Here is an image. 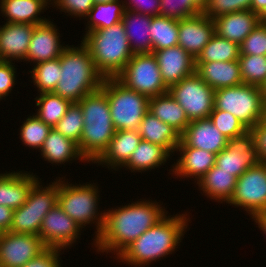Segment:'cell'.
Returning a JSON list of instances; mask_svg holds the SVG:
<instances>
[{
	"label": "cell",
	"instance_id": "6f0895ef",
	"mask_svg": "<svg viewBox=\"0 0 266 267\" xmlns=\"http://www.w3.org/2000/svg\"><path fill=\"white\" fill-rule=\"evenodd\" d=\"M263 121L266 123V101H264V117Z\"/></svg>",
	"mask_w": 266,
	"mask_h": 267
},
{
	"label": "cell",
	"instance_id": "2e32d148",
	"mask_svg": "<svg viewBox=\"0 0 266 267\" xmlns=\"http://www.w3.org/2000/svg\"><path fill=\"white\" fill-rule=\"evenodd\" d=\"M214 34L213 20L202 13L179 20L178 45L194 59L198 58Z\"/></svg>",
	"mask_w": 266,
	"mask_h": 267
},
{
	"label": "cell",
	"instance_id": "ba28073f",
	"mask_svg": "<svg viewBox=\"0 0 266 267\" xmlns=\"http://www.w3.org/2000/svg\"><path fill=\"white\" fill-rule=\"evenodd\" d=\"M214 108L231 113L250 130L264 117L261 87L241 84L217 89L214 92Z\"/></svg>",
	"mask_w": 266,
	"mask_h": 267
},
{
	"label": "cell",
	"instance_id": "9a60e30c",
	"mask_svg": "<svg viewBox=\"0 0 266 267\" xmlns=\"http://www.w3.org/2000/svg\"><path fill=\"white\" fill-rule=\"evenodd\" d=\"M45 248L39 236L10 231L2 232L0 267H22Z\"/></svg>",
	"mask_w": 266,
	"mask_h": 267
},
{
	"label": "cell",
	"instance_id": "b9f144b4",
	"mask_svg": "<svg viewBox=\"0 0 266 267\" xmlns=\"http://www.w3.org/2000/svg\"><path fill=\"white\" fill-rule=\"evenodd\" d=\"M245 10H252V0H208L202 14L213 20L228 13Z\"/></svg>",
	"mask_w": 266,
	"mask_h": 267
},
{
	"label": "cell",
	"instance_id": "6da1fadb",
	"mask_svg": "<svg viewBox=\"0 0 266 267\" xmlns=\"http://www.w3.org/2000/svg\"><path fill=\"white\" fill-rule=\"evenodd\" d=\"M139 200L115 209L103 210L104 224L99 236L92 243L96 252L114 253L116 259L128 245L168 215L161 202Z\"/></svg>",
	"mask_w": 266,
	"mask_h": 267
},
{
	"label": "cell",
	"instance_id": "d4e9b609",
	"mask_svg": "<svg viewBox=\"0 0 266 267\" xmlns=\"http://www.w3.org/2000/svg\"><path fill=\"white\" fill-rule=\"evenodd\" d=\"M195 73L214 90L243 84L238 60L196 62Z\"/></svg>",
	"mask_w": 266,
	"mask_h": 267
},
{
	"label": "cell",
	"instance_id": "44dd1931",
	"mask_svg": "<svg viewBox=\"0 0 266 267\" xmlns=\"http://www.w3.org/2000/svg\"><path fill=\"white\" fill-rule=\"evenodd\" d=\"M176 153L179 157L177 163L171 166L170 174L176 176L174 178H193L195 183L215 165L216 154L206 150L197 149L194 147H176ZM195 177V178H194Z\"/></svg>",
	"mask_w": 266,
	"mask_h": 267
},
{
	"label": "cell",
	"instance_id": "f6af8a7d",
	"mask_svg": "<svg viewBox=\"0 0 266 267\" xmlns=\"http://www.w3.org/2000/svg\"><path fill=\"white\" fill-rule=\"evenodd\" d=\"M94 5V0H54L52 4L53 8L56 7L61 13L79 17V20L85 19Z\"/></svg>",
	"mask_w": 266,
	"mask_h": 267
},
{
	"label": "cell",
	"instance_id": "d590c367",
	"mask_svg": "<svg viewBox=\"0 0 266 267\" xmlns=\"http://www.w3.org/2000/svg\"><path fill=\"white\" fill-rule=\"evenodd\" d=\"M240 55L239 45L235 42L214 34L203 51L196 59V62H214V61H235Z\"/></svg>",
	"mask_w": 266,
	"mask_h": 267
},
{
	"label": "cell",
	"instance_id": "db71d44e",
	"mask_svg": "<svg viewBox=\"0 0 266 267\" xmlns=\"http://www.w3.org/2000/svg\"><path fill=\"white\" fill-rule=\"evenodd\" d=\"M208 0H187L192 2L201 12L204 10Z\"/></svg>",
	"mask_w": 266,
	"mask_h": 267
},
{
	"label": "cell",
	"instance_id": "60d3db41",
	"mask_svg": "<svg viewBox=\"0 0 266 267\" xmlns=\"http://www.w3.org/2000/svg\"><path fill=\"white\" fill-rule=\"evenodd\" d=\"M209 119L227 139L241 136L248 131V129L234 115L227 111L214 108Z\"/></svg>",
	"mask_w": 266,
	"mask_h": 267
},
{
	"label": "cell",
	"instance_id": "e0dca14e",
	"mask_svg": "<svg viewBox=\"0 0 266 267\" xmlns=\"http://www.w3.org/2000/svg\"><path fill=\"white\" fill-rule=\"evenodd\" d=\"M60 35L58 28L53 20L51 22V19L45 23L35 25L24 61L37 64L59 58L67 47V45L63 46L64 43L60 41Z\"/></svg>",
	"mask_w": 266,
	"mask_h": 267
},
{
	"label": "cell",
	"instance_id": "1f68e13d",
	"mask_svg": "<svg viewBox=\"0 0 266 267\" xmlns=\"http://www.w3.org/2000/svg\"><path fill=\"white\" fill-rule=\"evenodd\" d=\"M171 154L161 145L141 140L128 162L123 166L130 172H146L166 164Z\"/></svg>",
	"mask_w": 266,
	"mask_h": 267
},
{
	"label": "cell",
	"instance_id": "f1b7e54d",
	"mask_svg": "<svg viewBox=\"0 0 266 267\" xmlns=\"http://www.w3.org/2000/svg\"><path fill=\"white\" fill-rule=\"evenodd\" d=\"M149 112L180 135L190 123L185 111L169 91L149 98Z\"/></svg>",
	"mask_w": 266,
	"mask_h": 267
},
{
	"label": "cell",
	"instance_id": "11a10c76",
	"mask_svg": "<svg viewBox=\"0 0 266 267\" xmlns=\"http://www.w3.org/2000/svg\"><path fill=\"white\" fill-rule=\"evenodd\" d=\"M261 90L263 93L264 101H266V82L262 85Z\"/></svg>",
	"mask_w": 266,
	"mask_h": 267
},
{
	"label": "cell",
	"instance_id": "7402d4cb",
	"mask_svg": "<svg viewBox=\"0 0 266 267\" xmlns=\"http://www.w3.org/2000/svg\"><path fill=\"white\" fill-rule=\"evenodd\" d=\"M141 140L138 130H116L108 148L94 163L118 171L128 162Z\"/></svg>",
	"mask_w": 266,
	"mask_h": 267
},
{
	"label": "cell",
	"instance_id": "680465c9",
	"mask_svg": "<svg viewBox=\"0 0 266 267\" xmlns=\"http://www.w3.org/2000/svg\"><path fill=\"white\" fill-rule=\"evenodd\" d=\"M48 5H52L54 0H44Z\"/></svg>",
	"mask_w": 266,
	"mask_h": 267
},
{
	"label": "cell",
	"instance_id": "4dcf8cb0",
	"mask_svg": "<svg viewBox=\"0 0 266 267\" xmlns=\"http://www.w3.org/2000/svg\"><path fill=\"white\" fill-rule=\"evenodd\" d=\"M236 180L235 176L214 165L196 184L207 198L228 203L234 193Z\"/></svg>",
	"mask_w": 266,
	"mask_h": 267
},
{
	"label": "cell",
	"instance_id": "cb8c5ba5",
	"mask_svg": "<svg viewBox=\"0 0 266 267\" xmlns=\"http://www.w3.org/2000/svg\"><path fill=\"white\" fill-rule=\"evenodd\" d=\"M215 33L240 45L261 22L252 10L228 13L213 19Z\"/></svg>",
	"mask_w": 266,
	"mask_h": 267
},
{
	"label": "cell",
	"instance_id": "7dc6e473",
	"mask_svg": "<svg viewBox=\"0 0 266 267\" xmlns=\"http://www.w3.org/2000/svg\"><path fill=\"white\" fill-rule=\"evenodd\" d=\"M62 250L46 247L36 257L22 267H62L60 253Z\"/></svg>",
	"mask_w": 266,
	"mask_h": 267
},
{
	"label": "cell",
	"instance_id": "7bdbcfd3",
	"mask_svg": "<svg viewBox=\"0 0 266 267\" xmlns=\"http://www.w3.org/2000/svg\"><path fill=\"white\" fill-rule=\"evenodd\" d=\"M202 12L187 0H160V15L176 20L190 18Z\"/></svg>",
	"mask_w": 266,
	"mask_h": 267
},
{
	"label": "cell",
	"instance_id": "7c38bea8",
	"mask_svg": "<svg viewBox=\"0 0 266 267\" xmlns=\"http://www.w3.org/2000/svg\"><path fill=\"white\" fill-rule=\"evenodd\" d=\"M244 208L245 213L253 216L266 211V164L259 162L247 169L236 180L234 193L227 203Z\"/></svg>",
	"mask_w": 266,
	"mask_h": 267
},
{
	"label": "cell",
	"instance_id": "8fae6325",
	"mask_svg": "<svg viewBox=\"0 0 266 267\" xmlns=\"http://www.w3.org/2000/svg\"><path fill=\"white\" fill-rule=\"evenodd\" d=\"M185 111L189 121L209 118L214 109V92L196 73L168 89Z\"/></svg>",
	"mask_w": 266,
	"mask_h": 267
},
{
	"label": "cell",
	"instance_id": "9f6ffc18",
	"mask_svg": "<svg viewBox=\"0 0 266 267\" xmlns=\"http://www.w3.org/2000/svg\"><path fill=\"white\" fill-rule=\"evenodd\" d=\"M114 1H117V0H94L95 4L96 3H109V2H114Z\"/></svg>",
	"mask_w": 266,
	"mask_h": 267
},
{
	"label": "cell",
	"instance_id": "9c48e42d",
	"mask_svg": "<svg viewBox=\"0 0 266 267\" xmlns=\"http://www.w3.org/2000/svg\"><path fill=\"white\" fill-rule=\"evenodd\" d=\"M40 181L33 184L26 202L14 210L10 232L39 236L43 218L57 204L59 178L47 186Z\"/></svg>",
	"mask_w": 266,
	"mask_h": 267
},
{
	"label": "cell",
	"instance_id": "8992f818",
	"mask_svg": "<svg viewBox=\"0 0 266 267\" xmlns=\"http://www.w3.org/2000/svg\"><path fill=\"white\" fill-rule=\"evenodd\" d=\"M64 178V179H63ZM63 179V181L61 180ZM65 177H59V191L57 204L72 218L81 229L86 225L95 224V239L99 236L103 224L105 212H98L99 187L97 183L72 184L64 181ZM88 183V184H87Z\"/></svg>",
	"mask_w": 266,
	"mask_h": 267
},
{
	"label": "cell",
	"instance_id": "f907efd6",
	"mask_svg": "<svg viewBox=\"0 0 266 267\" xmlns=\"http://www.w3.org/2000/svg\"><path fill=\"white\" fill-rule=\"evenodd\" d=\"M13 212V209L0 205V230L2 232L9 231L12 223Z\"/></svg>",
	"mask_w": 266,
	"mask_h": 267
},
{
	"label": "cell",
	"instance_id": "74e56055",
	"mask_svg": "<svg viewBox=\"0 0 266 267\" xmlns=\"http://www.w3.org/2000/svg\"><path fill=\"white\" fill-rule=\"evenodd\" d=\"M238 62L243 84L262 87L266 82V56L239 55Z\"/></svg>",
	"mask_w": 266,
	"mask_h": 267
},
{
	"label": "cell",
	"instance_id": "ee69618b",
	"mask_svg": "<svg viewBox=\"0 0 266 267\" xmlns=\"http://www.w3.org/2000/svg\"><path fill=\"white\" fill-rule=\"evenodd\" d=\"M239 48L240 55L266 56V23L260 22L239 45Z\"/></svg>",
	"mask_w": 266,
	"mask_h": 267
},
{
	"label": "cell",
	"instance_id": "3957f363",
	"mask_svg": "<svg viewBox=\"0 0 266 267\" xmlns=\"http://www.w3.org/2000/svg\"><path fill=\"white\" fill-rule=\"evenodd\" d=\"M61 73L53 93L78 103L83 97L101 88L103 77L96 70L88 48L69 45L60 55Z\"/></svg>",
	"mask_w": 266,
	"mask_h": 267
},
{
	"label": "cell",
	"instance_id": "30bf717a",
	"mask_svg": "<svg viewBox=\"0 0 266 267\" xmlns=\"http://www.w3.org/2000/svg\"><path fill=\"white\" fill-rule=\"evenodd\" d=\"M116 78L126 87L149 98L168 92L153 53L133 54Z\"/></svg>",
	"mask_w": 266,
	"mask_h": 267
},
{
	"label": "cell",
	"instance_id": "4fadbf2b",
	"mask_svg": "<svg viewBox=\"0 0 266 267\" xmlns=\"http://www.w3.org/2000/svg\"><path fill=\"white\" fill-rule=\"evenodd\" d=\"M81 227L56 204L43 218L39 237L45 247L63 250L79 240Z\"/></svg>",
	"mask_w": 266,
	"mask_h": 267
},
{
	"label": "cell",
	"instance_id": "5bb4252c",
	"mask_svg": "<svg viewBox=\"0 0 266 267\" xmlns=\"http://www.w3.org/2000/svg\"><path fill=\"white\" fill-rule=\"evenodd\" d=\"M260 162L254 145V135L248 130L245 134L228 139L227 146L216 154L215 165L239 178L247 169Z\"/></svg>",
	"mask_w": 266,
	"mask_h": 267
},
{
	"label": "cell",
	"instance_id": "484cf974",
	"mask_svg": "<svg viewBox=\"0 0 266 267\" xmlns=\"http://www.w3.org/2000/svg\"><path fill=\"white\" fill-rule=\"evenodd\" d=\"M47 7L49 8L44 0H0V14L2 17L4 15L6 23H45L49 19L40 15Z\"/></svg>",
	"mask_w": 266,
	"mask_h": 267
},
{
	"label": "cell",
	"instance_id": "83f0119b",
	"mask_svg": "<svg viewBox=\"0 0 266 267\" xmlns=\"http://www.w3.org/2000/svg\"><path fill=\"white\" fill-rule=\"evenodd\" d=\"M152 17L151 15L130 10H125L124 12L121 22L124 25L126 36L134 54L152 53V42L149 30Z\"/></svg>",
	"mask_w": 266,
	"mask_h": 267
},
{
	"label": "cell",
	"instance_id": "c3c4849f",
	"mask_svg": "<svg viewBox=\"0 0 266 267\" xmlns=\"http://www.w3.org/2000/svg\"><path fill=\"white\" fill-rule=\"evenodd\" d=\"M127 1L124 0L125 10H130L151 16L160 15V0H127Z\"/></svg>",
	"mask_w": 266,
	"mask_h": 267
},
{
	"label": "cell",
	"instance_id": "ffe728a7",
	"mask_svg": "<svg viewBox=\"0 0 266 267\" xmlns=\"http://www.w3.org/2000/svg\"><path fill=\"white\" fill-rule=\"evenodd\" d=\"M35 25L4 23L0 26V60L24 61Z\"/></svg>",
	"mask_w": 266,
	"mask_h": 267
},
{
	"label": "cell",
	"instance_id": "e575fe53",
	"mask_svg": "<svg viewBox=\"0 0 266 267\" xmlns=\"http://www.w3.org/2000/svg\"><path fill=\"white\" fill-rule=\"evenodd\" d=\"M179 20L165 16H153L149 27L152 53L178 45Z\"/></svg>",
	"mask_w": 266,
	"mask_h": 267
},
{
	"label": "cell",
	"instance_id": "4316f807",
	"mask_svg": "<svg viewBox=\"0 0 266 267\" xmlns=\"http://www.w3.org/2000/svg\"><path fill=\"white\" fill-rule=\"evenodd\" d=\"M39 152L45 161L53 165H60L65 162L71 163L73 160L89 163L80 153L78 144L66 138L54 128L50 130Z\"/></svg>",
	"mask_w": 266,
	"mask_h": 267
},
{
	"label": "cell",
	"instance_id": "836d02e7",
	"mask_svg": "<svg viewBox=\"0 0 266 267\" xmlns=\"http://www.w3.org/2000/svg\"><path fill=\"white\" fill-rule=\"evenodd\" d=\"M37 112L34 113L45 124L52 128L64 117L72 102L53 92L38 94L36 98Z\"/></svg>",
	"mask_w": 266,
	"mask_h": 267
},
{
	"label": "cell",
	"instance_id": "f5cc1de1",
	"mask_svg": "<svg viewBox=\"0 0 266 267\" xmlns=\"http://www.w3.org/2000/svg\"><path fill=\"white\" fill-rule=\"evenodd\" d=\"M251 219H253L255 225L257 224V227L262 230V233L266 235V211L253 215Z\"/></svg>",
	"mask_w": 266,
	"mask_h": 267
},
{
	"label": "cell",
	"instance_id": "5b68a950",
	"mask_svg": "<svg viewBox=\"0 0 266 267\" xmlns=\"http://www.w3.org/2000/svg\"><path fill=\"white\" fill-rule=\"evenodd\" d=\"M83 36L81 42L90 51L95 68L103 78H116L134 54L122 22Z\"/></svg>",
	"mask_w": 266,
	"mask_h": 267
},
{
	"label": "cell",
	"instance_id": "52a82bcc",
	"mask_svg": "<svg viewBox=\"0 0 266 267\" xmlns=\"http://www.w3.org/2000/svg\"><path fill=\"white\" fill-rule=\"evenodd\" d=\"M101 89L106 93L115 129L139 130L149 111V97L126 87L117 78H104Z\"/></svg>",
	"mask_w": 266,
	"mask_h": 267
},
{
	"label": "cell",
	"instance_id": "d6986e66",
	"mask_svg": "<svg viewBox=\"0 0 266 267\" xmlns=\"http://www.w3.org/2000/svg\"><path fill=\"white\" fill-rule=\"evenodd\" d=\"M228 144V139L215 127L209 118L190 121L180 135L177 147H194L213 154L220 153Z\"/></svg>",
	"mask_w": 266,
	"mask_h": 267
},
{
	"label": "cell",
	"instance_id": "bcb514c9",
	"mask_svg": "<svg viewBox=\"0 0 266 267\" xmlns=\"http://www.w3.org/2000/svg\"><path fill=\"white\" fill-rule=\"evenodd\" d=\"M12 61L0 60V100L9 96L16 84V68Z\"/></svg>",
	"mask_w": 266,
	"mask_h": 267
},
{
	"label": "cell",
	"instance_id": "277c9868",
	"mask_svg": "<svg viewBox=\"0 0 266 267\" xmlns=\"http://www.w3.org/2000/svg\"><path fill=\"white\" fill-rule=\"evenodd\" d=\"M81 107L84 127L78 148L88 162L94 163L108 148L116 129L106 93L100 88L83 97Z\"/></svg>",
	"mask_w": 266,
	"mask_h": 267
},
{
	"label": "cell",
	"instance_id": "f35d334b",
	"mask_svg": "<svg viewBox=\"0 0 266 267\" xmlns=\"http://www.w3.org/2000/svg\"><path fill=\"white\" fill-rule=\"evenodd\" d=\"M52 127L45 124L35 114L28 116L20 126L19 137L26 147L41 149Z\"/></svg>",
	"mask_w": 266,
	"mask_h": 267
},
{
	"label": "cell",
	"instance_id": "ac0fdd59",
	"mask_svg": "<svg viewBox=\"0 0 266 267\" xmlns=\"http://www.w3.org/2000/svg\"><path fill=\"white\" fill-rule=\"evenodd\" d=\"M153 54L157 59L163 82L168 89L195 73L196 59L179 45L156 50Z\"/></svg>",
	"mask_w": 266,
	"mask_h": 267
},
{
	"label": "cell",
	"instance_id": "f546056e",
	"mask_svg": "<svg viewBox=\"0 0 266 267\" xmlns=\"http://www.w3.org/2000/svg\"><path fill=\"white\" fill-rule=\"evenodd\" d=\"M138 131L142 140L163 146L171 155L180 143V134L149 111L144 115Z\"/></svg>",
	"mask_w": 266,
	"mask_h": 267
},
{
	"label": "cell",
	"instance_id": "ab89813d",
	"mask_svg": "<svg viewBox=\"0 0 266 267\" xmlns=\"http://www.w3.org/2000/svg\"><path fill=\"white\" fill-rule=\"evenodd\" d=\"M81 107L78 103H72L64 117L54 126L59 133L79 144L84 127Z\"/></svg>",
	"mask_w": 266,
	"mask_h": 267
},
{
	"label": "cell",
	"instance_id": "681fc988",
	"mask_svg": "<svg viewBox=\"0 0 266 267\" xmlns=\"http://www.w3.org/2000/svg\"><path fill=\"white\" fill-rule=\"evenodd\" d=\"M260 162L266 163V123L262 120L250 129Z\"/></svg>",
	"mask_w": 266,
	"mask_h": 267
},
{
	"label": "cell",
	"instance_id": "816d5d0a",
	"mask_svg": "<svg viewBox=\"0 0 266 267\" xmlns=\"http://www.w3.org/2000/svg\"><path fill=\"white\" fill-rule=\"evenodd\" d=\"M252 11L259 15L261 22L266 23V0H252Z\"/></svg>",
	"mask_w": 266,
	"mask_h": 267
},
{
	"label": "cell",
	"instance_id": "603a6c76",
	"mask_svg": "<svg viewBox=\"0 0 266 267\" xmlns=\"http://www.w3.org/2000/svg\"><path fill=\"white\" fill-rule=\"evenodd\" d=\"M34 173L13 171L0 174V205L13 210L21 207L27 199L29 190L40 179Z\"/></svg>",
	"mask_w": 266,
	"mask_h": 267
},
{
	"label": "cell",
	"instance_id": "7a4b0ae2",
	"mask_svg": "<svg viewBox=\"0 0 266 267\" xmlns=\"http://www.w3.org/2000/svg\"><path fill=\"white\" fill-rule=\"evenodd\" d=\"M171 216L166 215L145 231L128 245L116 260H120L128 266L144 267L172 254L180 246L188 222L191 220L186 212Z\"/></svg>",
	"mask_w": 266,
	"mask_h": 267
},
{
	"label": "cell",
	"instance_id": "d6a6232c",
	"mask_svg": "<svg viewBox=\"0 0 266 267\" xmlns=\"http://www.w3.org/2000/svg\"><path fill=\"white\" fill-rule=\"evenodd\" d=\"M125 12L124 1L96 3L85 17L86 33L96 29L111 27L121 22Z\"/></svg>",
	"mask_w": 266,
	"mask_h": 267
},
{
	"label": "cell",
	"instance_id": "8d00e7d4",
	"mask_svg": "<svg viewBox=\"0 0 266 267\" xmlns=\"http://www.w3.org/2000/svg\"><path fill=\"white\" fill-rule=\"evenodd\" d=\"M29 72L39 94L54 92L61 77L60 58L37 63Z\"/></svg>",
	"mask_w": 266,
	"mask_h": 267
}]
</instances>
